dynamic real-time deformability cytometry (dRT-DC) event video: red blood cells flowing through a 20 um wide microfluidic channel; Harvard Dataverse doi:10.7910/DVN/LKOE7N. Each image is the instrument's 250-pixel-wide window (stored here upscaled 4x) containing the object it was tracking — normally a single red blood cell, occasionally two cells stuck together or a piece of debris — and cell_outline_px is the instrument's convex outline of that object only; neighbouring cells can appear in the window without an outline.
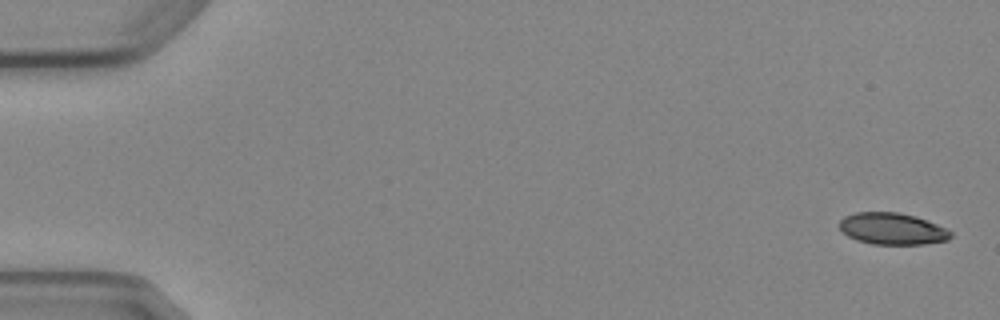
{"species": "Egyptian fruit bat (a non-hibernating species)", "species_latin": "Rousettus aegyptiacus", "temperature_condition": "cold", "stored_images_in_passage": 6, "segment_of_instrument_passage": [1, 2], "camera_frame_rate_fps": 3000, "um_per_image_px": 0.085, "animal": {"sex": "female"}, "frame": {"image": 1, "passage_image": 1, "time_ms": 0.0, "image_size_px": [1000, 320], "cell_outline_px": [[952, 236], [948, 240], [924, 244], [872, 244], [856, 240], [848, 236], [840, 228], [840, 220], [844, 216], [856, 212], [896, 212], [916, 216], [936, 224], [952, 232]], "centroid_in_image_um": [75.84, 19.44], "position_along_channel_um": 9.2, "area_um2": 20.46}}